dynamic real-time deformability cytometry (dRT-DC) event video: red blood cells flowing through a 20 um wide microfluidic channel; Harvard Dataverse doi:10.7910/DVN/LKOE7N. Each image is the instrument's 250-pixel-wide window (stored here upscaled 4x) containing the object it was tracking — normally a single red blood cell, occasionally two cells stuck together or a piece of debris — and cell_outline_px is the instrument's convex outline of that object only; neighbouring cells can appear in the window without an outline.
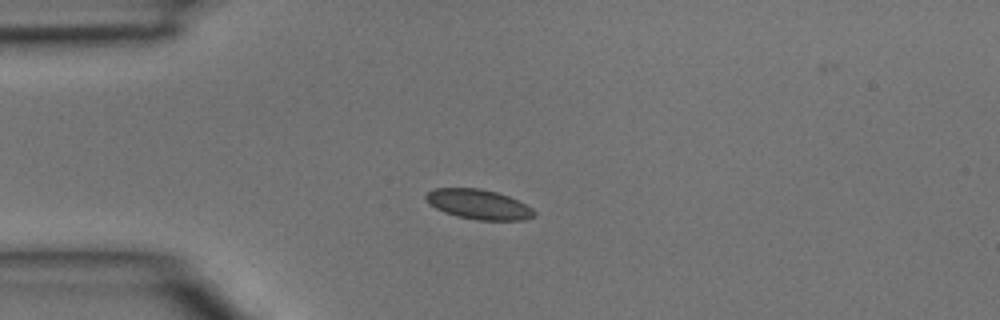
{"species": "common noctule bat (a hibernating species)", "species_latin": "Nyctalus noctula", "temperature_condition": "room temperature", "stored_images_in_passage": 3, "camera_frame_rate_fps": 3000, "um_per_image_px": 0.085, "animal": {"sex": "male", "body_mass_g": 15.6}, "frame": {"image": 1, "passage_image": 2, "time_ms": 0.333, "image_size_px": [1000, 320], "cell_outline_px": [[536, 216], [524, 220], [476, 220], [456, 216], [444, 212], [428, 204], [424, 196], [428, 192], [436, 188], [480, 188], [496, 192], [508, 196], [532, 208], [536, 212]], "centroid_in_image_um": [40.67, 17.37], "position_along_channel_um": 44.3, "area_um2": 18.84}}